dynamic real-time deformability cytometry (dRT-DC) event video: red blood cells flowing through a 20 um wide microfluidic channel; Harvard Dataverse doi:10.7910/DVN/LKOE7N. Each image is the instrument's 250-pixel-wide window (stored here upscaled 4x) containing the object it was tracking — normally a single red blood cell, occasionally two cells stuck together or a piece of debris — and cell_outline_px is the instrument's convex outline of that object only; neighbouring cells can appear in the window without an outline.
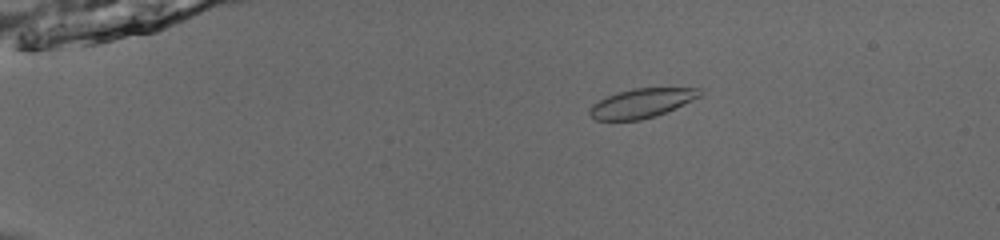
{"species": "common noctule bat (a hibernating species)", "species_latin": "Nyctalus noctula", "temperature_condition": "room temperature", "stored_images_in_passage": 54, "camera_frame_rate_fps": 3000, "um_per_image_px": 0.085, "animal": {"sex": "male", "body_mass_g": 13.0, "forearm_length_mm": 53.1}, "frame": {"image": 1, "passage_image": 12, "time_ms": 3.667, "image_size_px": [1000, 240], "cell_outline_px": [[704, 92], [700, 96], [676, 108], [656, 116], [640, 120], [596, 120], [588, 112], [588, 108], [592, 104], [616, 92], [632, 88], [700, 88]], "centroid_in_image_um": [54.54, 8.76], "position_along_channel_um": 30.5, "area_um2": 18.79}}
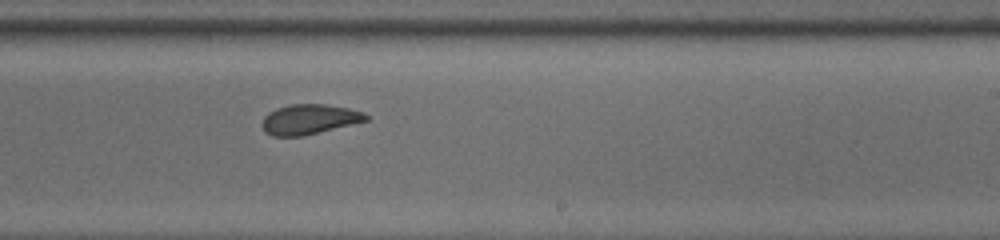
{"frame": {"image": 2, "passage_image": 36, "time_ms": 11.667, "image_size_px": [1000, 240], "cell_outline_px": [[368, 120], [304, 136], [272, 136], [264, 132], [264, 116], [268, 112], [276, 108], [292, 104], [324, 104], [348, 108], [364, 112], [368, 116]], "centroid_in_image_um": [26.29, 10.14], "position_along_channel_um": 262.7, "area_um2": 18.03}}
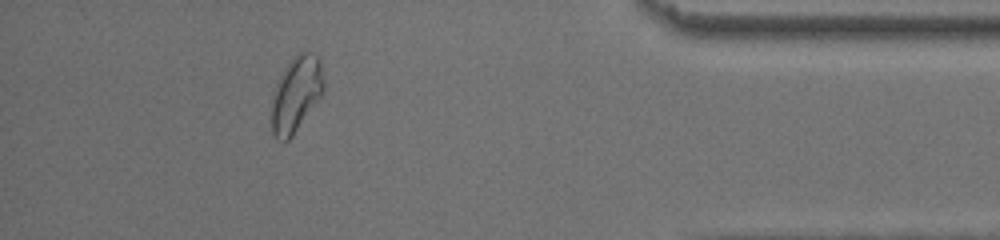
{"frame": {"image": 3, "passage_image": 50, "time_ms": 16.333, "image_size_px": [1000, 240], "cell_outline_px": [[324, 88], [320, 96], [292, 136], [288, 140], [276, 140], [272, 132], [272, 100], [276, 84], [284, 68], [292, 56], [300, 52], [308, 52], [320, 56], [324, 84]], "centroid_in_image_um": [25.17, 7.96], "position_along_channel_um": 410.0, "area_um2": 22.72}, "authors_computed_cell_mechanics": {"area_um2": 19.2185, "velocity_mm_per_s": 3.8628, "shape_relaxation_time_tau1_ms": 2.1015, "shape_relaxation_time_tau2_ms": 1.4266, "deformation_change_tau1": 0.0988, "deformation_change_tau2": 0.0516}}